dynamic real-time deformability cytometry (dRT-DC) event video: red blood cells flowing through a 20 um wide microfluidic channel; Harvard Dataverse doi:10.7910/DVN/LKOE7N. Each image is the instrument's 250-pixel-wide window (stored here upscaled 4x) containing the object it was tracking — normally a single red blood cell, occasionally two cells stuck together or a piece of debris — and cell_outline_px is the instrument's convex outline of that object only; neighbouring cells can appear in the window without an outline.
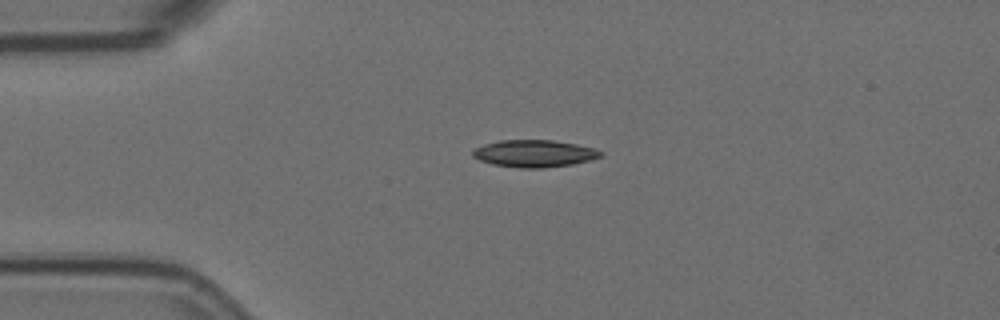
{"species": "Egyptian fruit bat (a non-hibernating species)", "species_latin": "Rousettus aegyptiacus", "temperature_condition": "room temperature", "stored_images_in_passage": 4, "camera_frame_rate_fps": 3000, "um_per_image_px": 0.085, "animal": {"sex": "female"}, "frame": {"image": 1, "passage_image": 2, "time_ms": 0.333, "image_size_px": [1000, 320], "cell_outline_px": [[604, 152], [600, 156], [592, 160], [572, 164], [540, 168], [520, 168], [492, 164], [480, 160], [472, 156], [472, 152], [476, 148], [484, 144], [500, 140], [552, 140], [576, 144], [596, 148]], "centroid_in_image_um": [45.44, 13.04], "position_along_channel_um": 39.6, "area_um2": 20.23}}
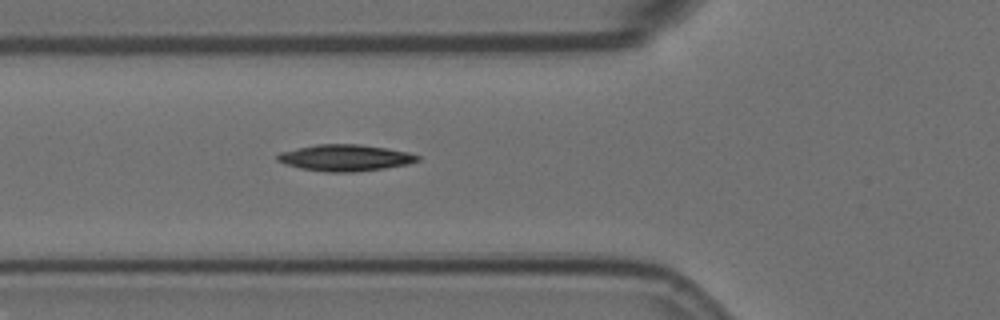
{"frame": {"image": 2, "passage_image": 4, "time_ms": 1.0, "image_size_px": [1000, 320], "cell_outline_px": [[420, 160], [408, 164], [384, 168], [352, 172], [328, 172], [300, 168], [284, 164], [276, 160], [276, 156], [280, 152], [296, 148], [316, 144], [360, 144], [388, 148], [408, 152], [420, 156]], "centroid_in_image_um": [29.33, 13.4], "position_along_channel_um": 96.5, "area_um2": 21.68}}